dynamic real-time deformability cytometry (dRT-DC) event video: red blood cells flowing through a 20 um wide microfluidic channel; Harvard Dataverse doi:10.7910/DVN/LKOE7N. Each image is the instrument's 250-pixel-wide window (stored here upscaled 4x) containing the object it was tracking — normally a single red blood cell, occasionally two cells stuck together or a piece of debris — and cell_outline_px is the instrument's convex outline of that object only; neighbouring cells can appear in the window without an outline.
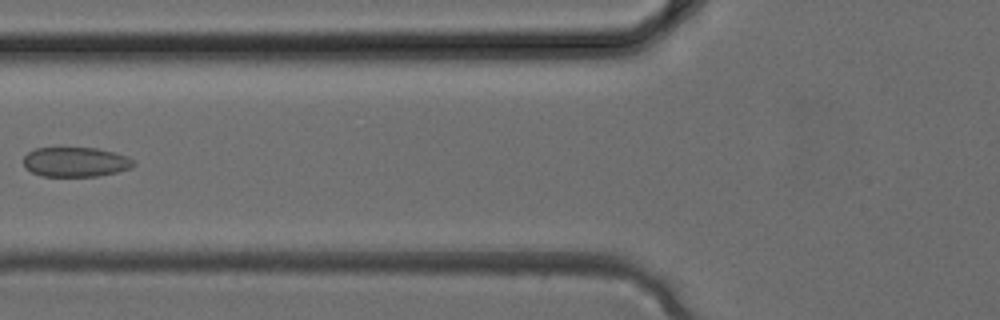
{"species": "common noctule bat (a hibernating species)", "species_latin": "Nyctalus noctula", "temperature_condition": "cold", "stored_images_in_passage": 4, "camera_frame_rate_fps": 3000, "um_per_image_px": 0.085, "animal": {"sex": "female", "body_mass_g": 24.6, "forearm_length_mm": 56.2}, "frame": {"image": 1, "passage_image": 4, "time_ms": 1.0, "image_size_px": [1000, 320], "cell_outline_px": [[136, 164], [132, 168], [100, 176], [40, 176], [32, 172], [24, 164], [24, 156], [28, 152], [36, 148], [96, 148], [128, 156]], "centroid_in_image_um": [6.44, 13.77], "position_along_channel_um": 119.4, "area_um2": 18.96}}